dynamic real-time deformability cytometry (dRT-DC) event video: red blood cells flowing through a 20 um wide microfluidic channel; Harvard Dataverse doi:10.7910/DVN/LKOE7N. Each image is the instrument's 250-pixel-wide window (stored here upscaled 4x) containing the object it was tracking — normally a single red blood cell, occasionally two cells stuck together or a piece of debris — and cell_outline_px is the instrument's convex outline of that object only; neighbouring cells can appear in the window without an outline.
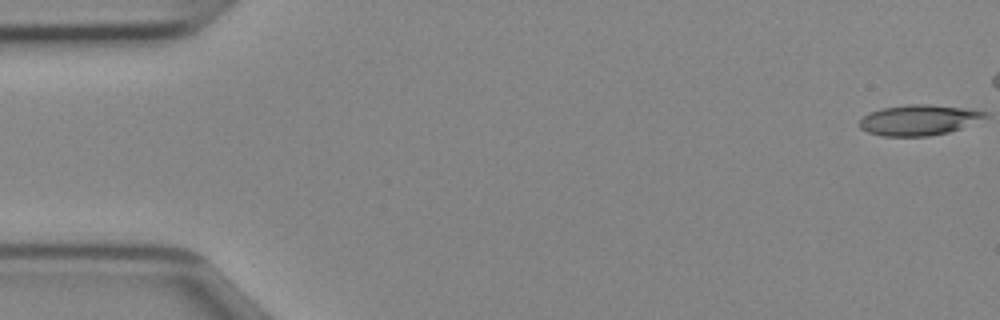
{"species": "Egyptian fruit bat (a non-hibernating species)", "species_latin": "Rousettus aegyptiacus", "temperature_condition": "cold", "stored_images_in_passage": 15, "camera_frame_rate_fps": 3000, "um_per_image_px": 0.085, "animal": {"sex": "female"}, "frame": {"image": 1, "passage_image": 1, "time_ms": 0.0, "image_size_px": [1000, 320], "cell_outline_px": [[968, 112], [952, 128], [940, 132], [880, 132], [896, 108], [948, 108]], "centroid_in_image_um": [78.44, 10.2], "position_along_channel_um": 6.6, "area_um2": 12.02}}